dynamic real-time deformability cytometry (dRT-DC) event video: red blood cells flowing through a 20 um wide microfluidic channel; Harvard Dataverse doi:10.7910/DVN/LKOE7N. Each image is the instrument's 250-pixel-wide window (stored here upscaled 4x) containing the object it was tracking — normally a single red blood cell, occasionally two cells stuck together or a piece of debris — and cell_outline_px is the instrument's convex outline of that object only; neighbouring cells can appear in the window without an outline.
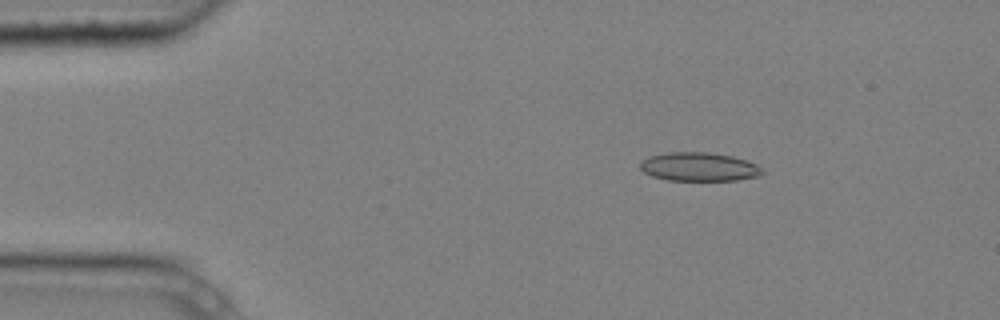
{"species": "common noctule bat (a hibernating species)", "species_latin": "Nyctalus noctula", "temperature_condition": "cold", "stored_images_in_passage": 5, "camera_frame_rate_fps": 3000, "um_per_image_px": 0.085, "animal": {"sex": "male", "body_mass_g": 20.4}, "frame": {"image": 1, "passage_image": 3, "time_ms": 0.667, "image_size_px": [1000, 320], "cell_outline_px": [[764, 172], [760, 176], [736, 180], [668, 180], [652, 176], [644, 172], [640, 168], [640, 164], [648, 156], [668, 152], [708, 152], [732, 156], [748, 160], [756, 164]], "centroid_in_image_um": [59.43, 14.17], "position_along_channel_um": 25.6, "area_um2": 20.4}}